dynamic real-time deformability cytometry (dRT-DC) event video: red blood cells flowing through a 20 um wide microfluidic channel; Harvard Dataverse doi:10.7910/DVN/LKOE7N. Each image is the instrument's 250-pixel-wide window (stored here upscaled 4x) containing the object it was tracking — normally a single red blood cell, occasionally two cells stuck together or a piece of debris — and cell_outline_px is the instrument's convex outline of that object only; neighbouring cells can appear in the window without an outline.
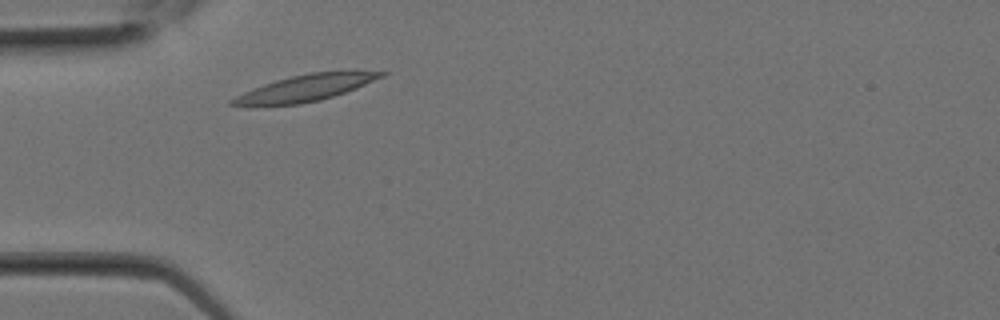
{"species": "Egyptian fruit bat (a non-hibernating species)", "species_latin": "Rousettus aegyptiacus", "temperature_condition": "room temperature", "stored_images_in_passage": 3, "camera_frame_rate_fps": 3000, "um_per_image_px": 0.085, "animal": {"sex": "female"}, "frame": {"image": 1, "passage_image": 3, "time_ms": 0.667, "image_size_px": [1000, 320], "cell_outline_px": [[388, 72], [384, 76], [356, 88], [320, 100], [300, 104], [228, 104], [228, 100], [244, 92], [264, 84], [276, 80], [308, 72], [352, 68]], "centroid_in_image_um": [26.14, 7.4], "position_along_channel_um": 58.9, "area_um2": 23.06}}